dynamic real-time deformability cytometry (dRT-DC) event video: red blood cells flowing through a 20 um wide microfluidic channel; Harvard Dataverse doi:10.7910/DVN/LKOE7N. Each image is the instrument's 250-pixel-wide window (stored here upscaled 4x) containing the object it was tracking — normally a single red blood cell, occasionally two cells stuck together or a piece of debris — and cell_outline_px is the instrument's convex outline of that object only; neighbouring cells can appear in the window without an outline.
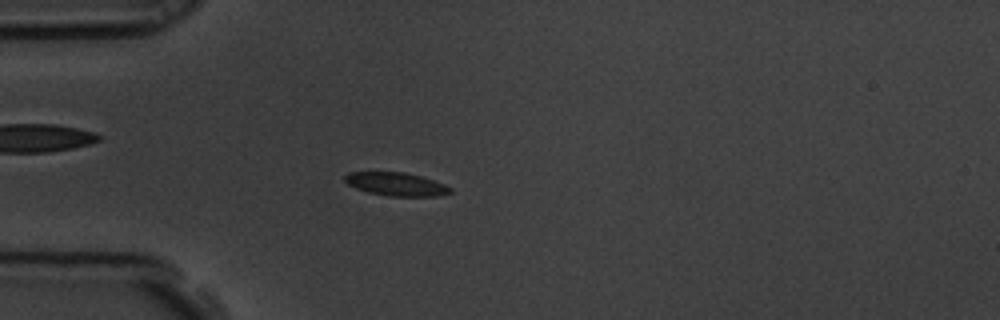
{"species": "common noctule bat (a hibernating species)", "species_latin": "Nyctalus noctula", "temperature_condition": "room temperature", "stored_images_in_passage": 5, "camera_frame_rate_fps": 3000, "um_per_image_px": 0.085, "animal": {"sex": "male", "body_mass_g": 19.5, "forearm_length_mm": 54.6}, "frame": {"image": 1, "passage_image": 4, "time_ms": 1.0, "image_size_px": [1000, 320], "cell_outline_px": [[452, 192], [440, 196], [388, 196], [368, 192], [356, 188], [348, 184], [344, 180], [344, 176], [348, 172], [404, 172], [420, 176], [444, 184], [452, 188]], "centroid_in_image_um": [33.67, 15.65], "position_along_channel_um": 51.3, "area_um2": 14.28}}